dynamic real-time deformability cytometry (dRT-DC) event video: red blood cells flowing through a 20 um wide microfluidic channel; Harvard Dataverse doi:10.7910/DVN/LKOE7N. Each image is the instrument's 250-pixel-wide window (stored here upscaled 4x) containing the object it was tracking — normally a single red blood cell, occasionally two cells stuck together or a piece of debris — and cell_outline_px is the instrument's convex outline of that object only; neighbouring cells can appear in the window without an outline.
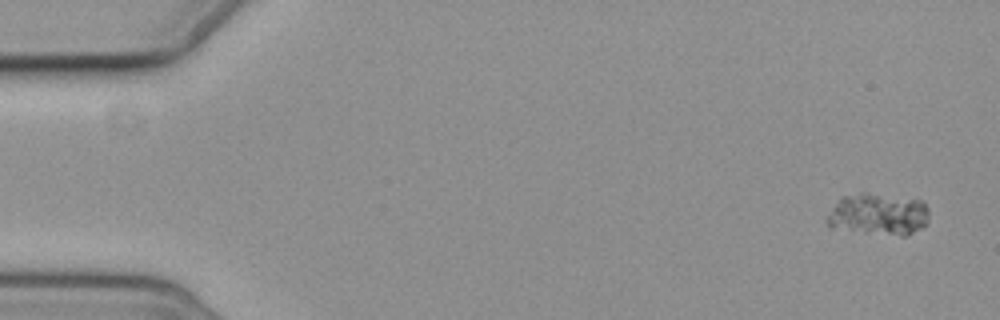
{"species": "common noctule bat (a hibernating species)", "species_latin": "Nyctalus noctula", "temperature_condition": "cold", "stored_images_in_passage": 6, "camera_frame_rate_fps": 3000, "um_per_image_px": 0.085, "animal": {"sex": "female", "body_mass_g": 19.3, "forearm_length_mm": 54.1}, "frame": {"image": 1, "passage_image": 1, "time_ms": 0.0, "image_size_px": [1000, 320], "cell_outline_px": [[928, 216], [924, 224], [920, 228], [908, 236], [900, 236], [832, 228], [824, 220], [840, 196], [860, 192], [868, 192], [920, 200], [928, 208]], "centroid_in_image_um": [74.61, 18.2], "position_along_channel_um": 10.4, "area_um2": 24.97}}